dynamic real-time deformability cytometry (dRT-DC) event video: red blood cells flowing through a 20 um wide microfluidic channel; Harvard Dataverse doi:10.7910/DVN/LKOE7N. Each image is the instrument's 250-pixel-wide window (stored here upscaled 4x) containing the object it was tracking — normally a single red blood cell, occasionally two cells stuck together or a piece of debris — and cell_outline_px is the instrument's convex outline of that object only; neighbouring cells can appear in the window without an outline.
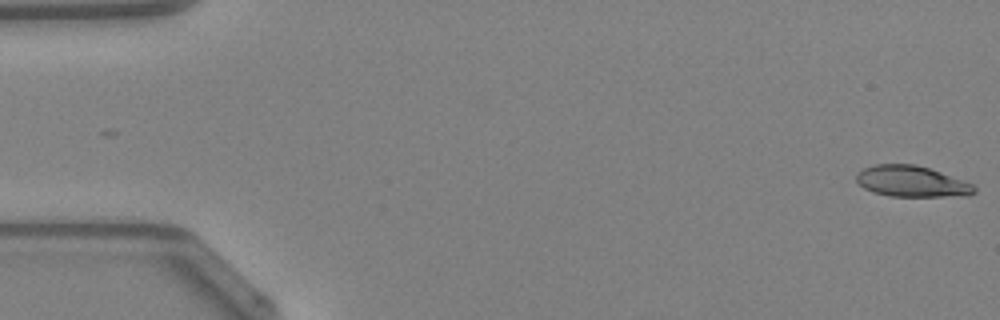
{"species": "Egyptian fruit bat (a non-hibernating species)", "species_latin": "Rousettus aegyptiacus", "temperature_condition": "warm", "stored_images_in_passage": 48, "camera_frame_rate_fps": 3000, "um_per_image_px": 0.085, "animal": {"sex": "female"}, "frame": {"image": 1, "passage_image": 1, "time_ms": 0.0, "image_size_px": [1000, 320], "cell_outline_px": [[976, 192], [968, 196], [888, 196], [872, 192], [864, 188], [856, 180], [856, 176], [864, 168], [876, 164], [916, 164], [940, 172], [972, 184], [976, 188]], "centroid_in_image_um": [77.49, 15.43], "position_along_channel_um": 7.5, "area_um2": 21.15}}
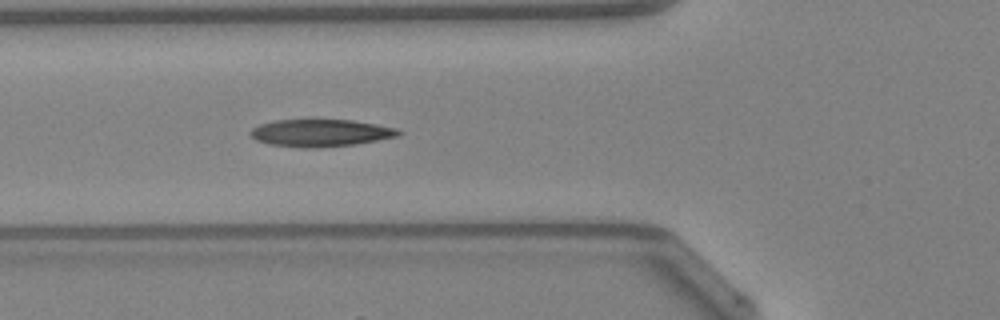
{"frame": {"image": 2, "passage_image": 18, "time_ms": 5.667, "image_size_px": [1000, 320], "cell_outline_px": [[404, 132], [396, 136], [356, 144], [316, 148], [304, 148], [268, 144], [256, 140], [248, 132], [252, 128], [260, 124], [272, 120], [312, 116], [352, 120], [376, 124], [396, 128]], "centroid_in_image_um": [27.18, 11.24], "position_along_channel_um": 98.6, "area_um2": 24.68}}
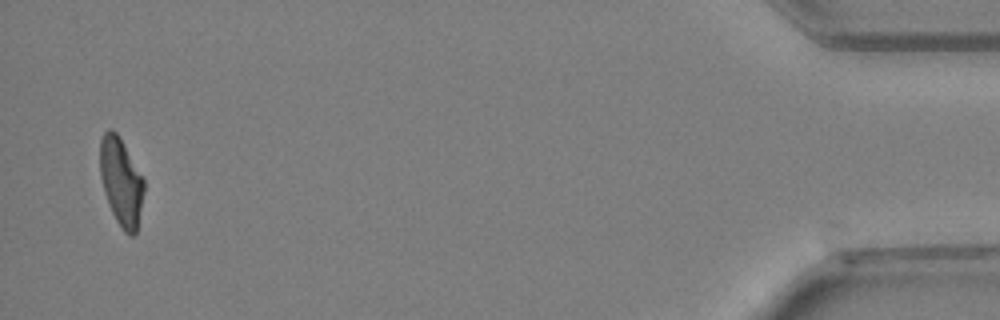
{"frame": {"image": 3, "passage_image": 47, "time_ms": 15.333, "image_size_px": [1000, 320], "cell_outline_px": [[144, 192], [136, 232], [132, 236], [128, 236], [124, 232], [116, 220], [112, 212], [104, 192], [100, 176], [100, 140], [104, 132], [108, 128], [112, 128], [116, 132], [144, 176]], "centroid_in_image_um": [10.3, 15.43], "position_along_channel_um": 424.9, "area_um2": 22.6}, "authors_computed_cell_mechanics": {"area_um2": 22.9177, "velocity_mm_per_s": 4.2845, "shape_relaxation_time_tau1_ms": 5.7344, "shape_relaxation_time_tau2_ms": 2.0125, "deformation_change_tau1": 0.2071, "deformation_change_tau2": 0.1005}}